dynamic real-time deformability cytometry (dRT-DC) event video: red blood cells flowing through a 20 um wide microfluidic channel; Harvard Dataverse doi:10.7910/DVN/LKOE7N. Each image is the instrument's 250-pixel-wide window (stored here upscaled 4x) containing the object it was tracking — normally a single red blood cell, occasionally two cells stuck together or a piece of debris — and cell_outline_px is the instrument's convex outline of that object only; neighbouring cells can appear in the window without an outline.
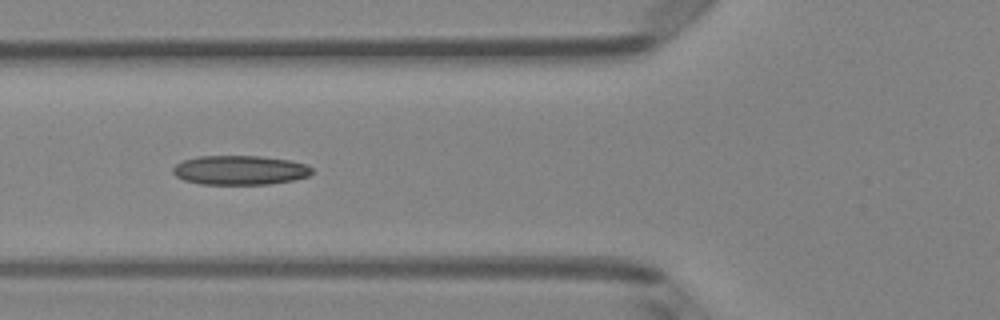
{"species": "Egyptian fruit bat (a non-hibernating species)", "species_latin": "Rousettus aegyptiacus", "temperature_condition": "room temperature", "stored_images_in_passage": 7, "camera_frame_rate_fps": 3000, "um_per_image_px": 0.085, "animal": {"sex": "female"}, "frame": {"image": 1, "passage_image": 5, "time_ms": 1.333, "image_size_px": [1000, 320], "cell_outline_px": [[312, 172], [308, 176], [296, 180], [268, 184], [200, 184], [184, 180], [176, 176], [172, 172], [172, 168], [176, 164], [184, 160], [196, 156], [260, 156], [292, 160], [308, 164], [312, 168]], "centroid_in_image_um": [20.41, 14.46], "position_along_channel_um": 105.4, "area_um2": 23.99}}
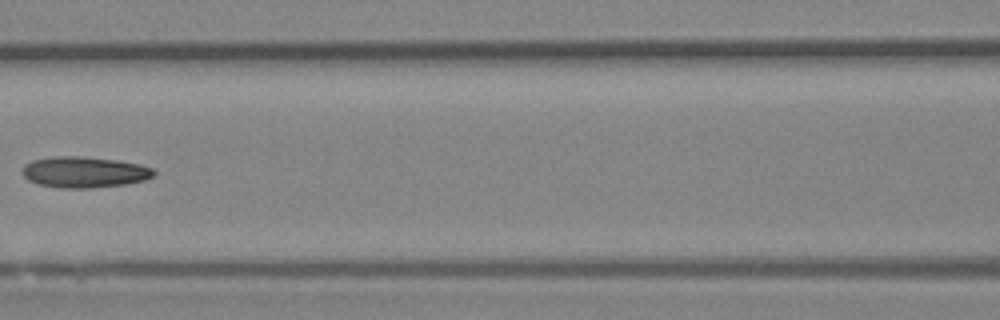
{"frame": {"image": 2, "passage_image": 6, "time_ms": 1.667, "image_size_px": [1000, 320], "cell_outline_px": [[156, 172], [152, 176], [144, 180], [124, 184], [92, 188], [60, 188], [36, 184], [28, 180], [24, 176], [24, 164], [32, 160], [52, 156], [80, 156], [116, 160], [140, 164], [152, 168]], "centroid_in_image_um": [7.14, 14.63], "position_along_channel_um": 159.5, "area_um2": 23.76}}
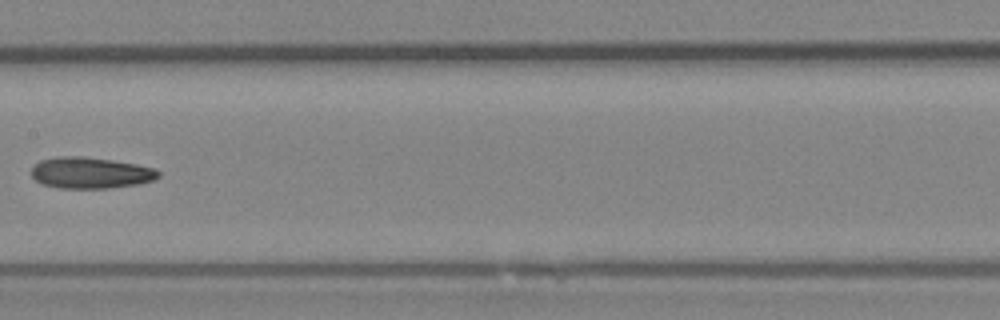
{"frame": {"image": 3, "passage_image": 7, "time_ms": 2.0, "image_size_px": [1000, 320], "cell_outline_px": [[160, 176], [152, 180], [140, 184], [108, 188], [60, 188], [44, 184], [36, 180], [32, 176], [32, 164], [40, 160], [56, 156], [84, 156], [112, 160], [136, 164], [156, 168], [160, 172]], "centroid_in_image_um": [7.7, 14.68], "position_along_channel_um": 199.7, "area_um2": 23.29}}